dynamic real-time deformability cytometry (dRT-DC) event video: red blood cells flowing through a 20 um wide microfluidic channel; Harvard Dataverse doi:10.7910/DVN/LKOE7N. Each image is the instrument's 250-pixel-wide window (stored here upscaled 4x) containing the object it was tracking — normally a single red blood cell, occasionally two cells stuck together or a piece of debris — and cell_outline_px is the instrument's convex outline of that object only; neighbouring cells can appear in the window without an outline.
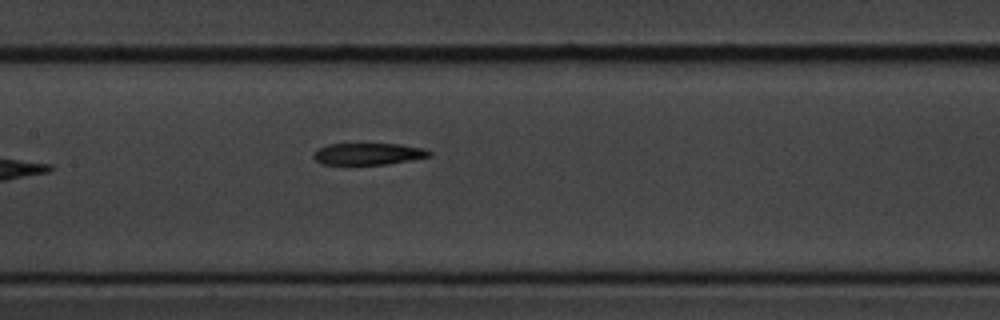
{"species": "common noctule bat (a hibernating species)", "species_latin": "Nyctalus noctula", "temperature_condition": "cold", "stored_images_in_passage": 8, "camera_frame_rate_fps": 3000, "um_per_image_px": 0.085, "animal": {"sex": "male", "body_mass_g": 20.1, "forearm_length_mm": 53.5}, "frame": {"image": 1, "passage_image": 8, "time_ms": 9.0, "image_size_px": [1000, 320], "cell_outline_px": [[432, 156], [412, 160], [388, 164], [320, 164], [312, 156], [320, 148], [328, 144], [400, 144], [424, 148], [432, 152]], "centroid_in_image_um": [31.36, 13.08], "position_along_channel_um": 176.0, "area_um2": 14.62}}